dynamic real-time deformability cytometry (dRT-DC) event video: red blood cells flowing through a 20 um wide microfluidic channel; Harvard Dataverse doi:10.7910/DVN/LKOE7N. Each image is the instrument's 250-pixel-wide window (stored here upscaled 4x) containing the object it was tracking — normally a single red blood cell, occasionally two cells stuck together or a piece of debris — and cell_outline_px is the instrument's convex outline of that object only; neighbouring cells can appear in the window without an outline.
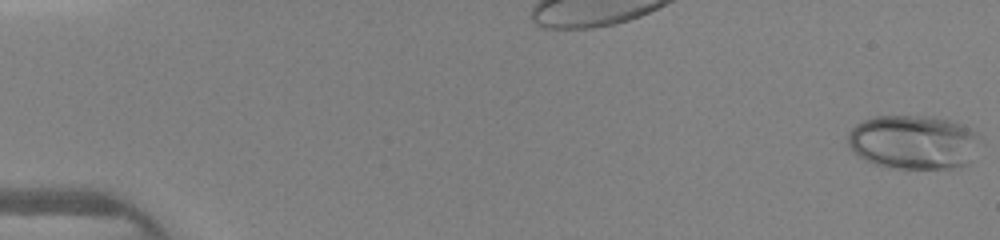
{"species": "human", "species_latin": "Homo sapiens", "temperature_condition": "warm", "stored_images_in_passage": 15, "camera_frame_rate_fps": 3000, "um_per_image_px": 0.085, "donor": {"sex": "female"}, "frame": {"image": 1, "passage_image": 1, "time_ms": 0.0, "image_size_px": [1000, 240], "cell_outline_px": [[984, 144], [972, 160], [968, 164], [952, 168], [892, 168], [876, 164], [852, 152], [848, 148], [848, 132], [856, 124], [864, 120], [876, 116], [932, 116], [948, 120], [960, 124], [968, 128], [980, 136], [984, 140]], "centroid_in_image_um": [77.71, 12.08], "position_along_channel_um": 7.3, "area_um2": 42.25}}